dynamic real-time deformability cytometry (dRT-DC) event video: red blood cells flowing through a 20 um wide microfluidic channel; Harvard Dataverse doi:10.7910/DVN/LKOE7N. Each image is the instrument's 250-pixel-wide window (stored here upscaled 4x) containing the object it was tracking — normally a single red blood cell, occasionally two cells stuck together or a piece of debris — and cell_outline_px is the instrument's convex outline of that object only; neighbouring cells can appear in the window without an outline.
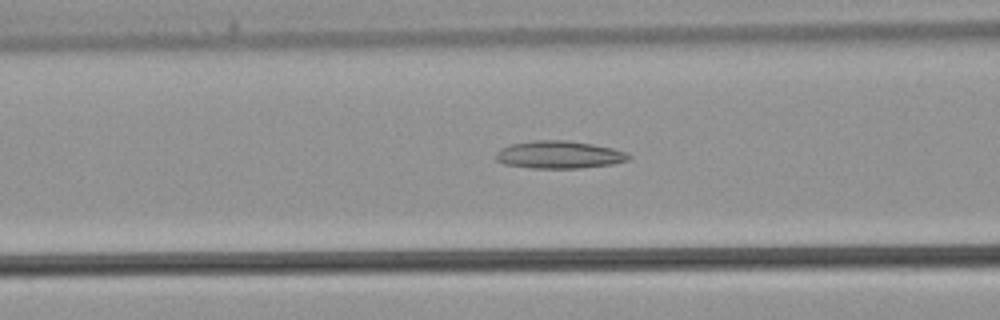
{"species": "common noctule bat (a hibernating species)", "species_latin": "Nyctalus noctula", "temperature_condition": "warm", "stored_images_in_passage": 42, "camera_frame_rate_fps": 3000, "um_per_image_px": 0.085, "animal": {"sex": "male", "body_mass_g": 21.5, "forearm_length_mm": 52.0}, "frame": {"image": 1, "passage_image": 16, "time_ms": 5.0, "image_size_px": [1000, 320], "cell_outline_px": [[632, 156], [628, 160], [612, 164], [580, 168], [532, 168], [504, 164], [496, 160], [496, 152], [500, 148], [512, 144], [532, 140], [568, 140], [592, 144], [612, 148], [628, 152]], "centroid_in_image_um": [47.53, 13.15], "position_along_channel_um": 119.1, "area_um2": 21.44}}
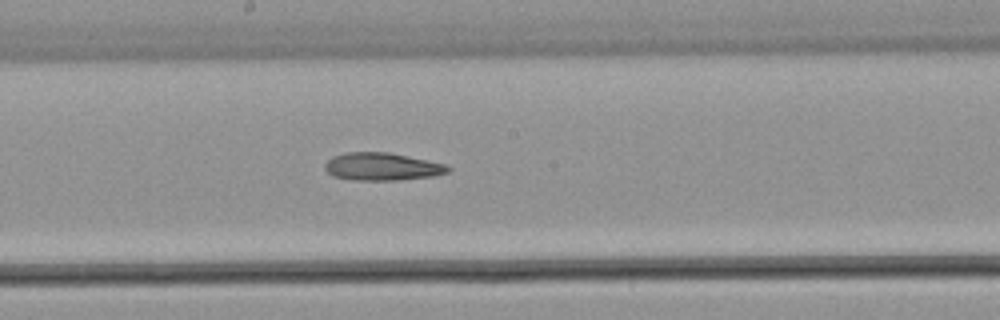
{"frame": {"image": 2, "passage_image": 22, "time_ms": 7.0, "image_size_px": [1000, 320], "cell_outline_px": [[452, 168], [448, 172], [436, 176], [400, 180], [352, 180], [332, 176], [324, 168], [324, 164], [332, 156], [344, 152], [388, 152], [444, 164]], "centroid_in_image_um": [32.45, 14.17], "position_along_channel_um": 215.8, "area_um2": 19.94}}
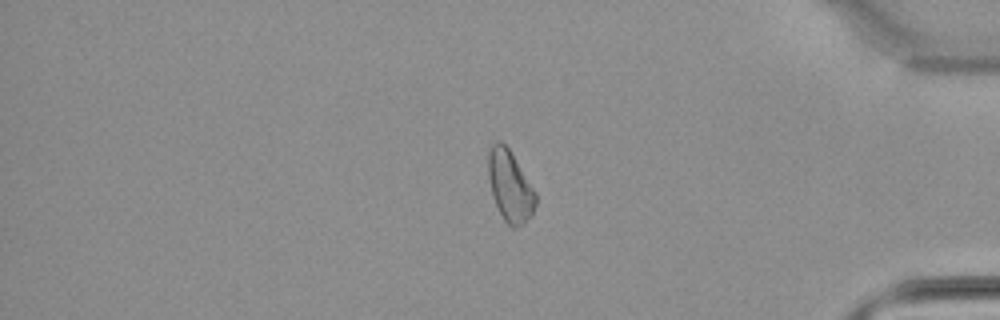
{"frame": {"image": 3, "passage_image": 35, "time_ms": 11.333, "image_size_px": [1000, 320], "cell_outline_px": [[536, 204], [532, 216], [516, 228], [512, 228], [504, 220], [492, 196], [488, 176], [488, 152], [492, 144], [496, 140], [500, 140], [508, 148], [536, 192]], "centroid_in_image_um": [43.34, 15.82], "position_along_channel_um": 391.9, "area_um2": 19.54}}